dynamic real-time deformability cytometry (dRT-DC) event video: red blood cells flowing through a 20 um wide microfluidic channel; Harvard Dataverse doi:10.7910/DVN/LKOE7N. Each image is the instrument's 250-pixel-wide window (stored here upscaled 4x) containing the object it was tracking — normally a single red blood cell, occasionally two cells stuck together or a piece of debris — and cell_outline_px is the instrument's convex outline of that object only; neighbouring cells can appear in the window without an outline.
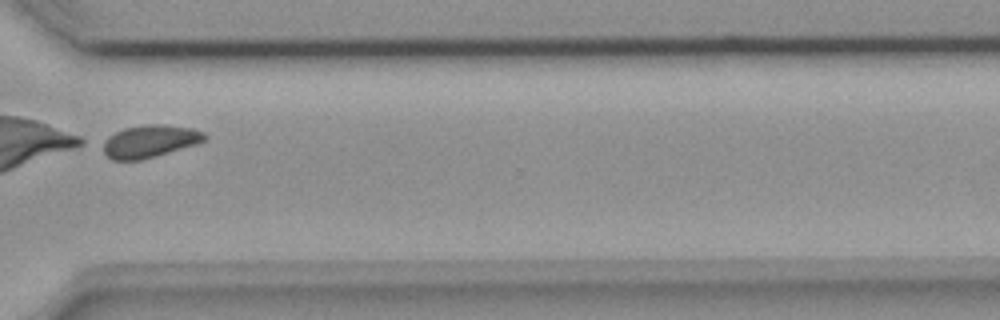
{"species": "common noctule bat (a hibernating species)", "species_latin": "Nyctalus noctula", "temperature_condition": "room temperature", "stored_images_in_passage": 49, "camera_frame_rate_fps": 3000, "um_per_image_px": 0.085, "animal": {"sex": "female", "body_mass_g": 18.4}, "frame": {"image": 1, "passage_image": 37, "time_ms": 12.0, "image_size_px": [1000, 320], "cell_outline_px": [[208, 140], [196, 144], [156, 156], [140, 160], [112, 160], [96, 144], [100, 140], [124, 128], [148, 124], [160, 124], [192, 128], [204, 132], [208, 136]], "centroid_in_image_um": [12.67, 12.01], "position_along_channel_um": 357.9, "area_um2": 19.65}}